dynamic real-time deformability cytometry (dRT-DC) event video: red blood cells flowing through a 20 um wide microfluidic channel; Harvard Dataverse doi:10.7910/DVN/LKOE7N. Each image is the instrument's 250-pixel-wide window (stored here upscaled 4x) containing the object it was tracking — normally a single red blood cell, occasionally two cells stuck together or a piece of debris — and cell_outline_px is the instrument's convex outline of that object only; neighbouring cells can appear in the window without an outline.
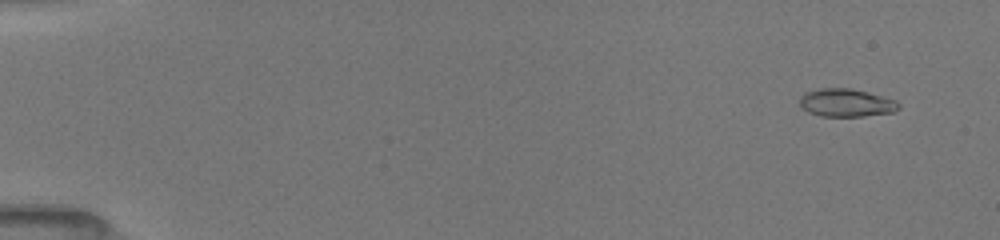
{"species": "common noctule bat (a hibernating species)", "species_latin": "Nyctalus noctula", "temperature_condition": "room temperature", "stored_images_in_passage": 33, "camera_frame_rate_fps": 3000, "um_per_image_px": 0.085, "animal": {"sex": "female", "body_mass_g": 19.5, "forearm_length_mm": 54.1}, "frame": {"image": 1, "passage_image": 6, "time_ms": 1.0, "image_size_px": [1000, 240], "cell_outline_px": [[900, 108], [892, 112], [864, 116], [820, 116], [808, 112], [800, 104], [800, 96], [804, 92], [820, 88], [848, 88], [896, 100], [900, 104]], "centroid_in_image_um": [71.9, 8.74], "position_along_channel_um": 13.1, "area_um2": 15.95}}
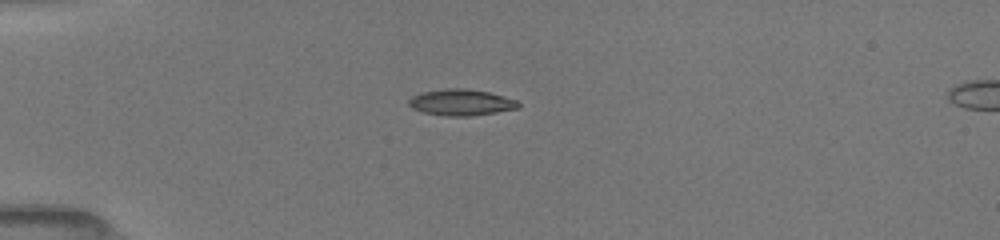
{"frame": {"image": 2, "passage_image": 26, "time_ms": 4.667, "image_size_px": [1000, 240], "cell_outline_px": [[520, 108], [472, 116], [448, 116], [424, 112], [412, 108], [408, 104], [408, 100], [412, 96], [424, 92], [444, 88], [464, 88], [488, 92], [504, 96], [516, 100], [520, 104]], "centroid_in_image_um": [39.21, 8.7], "position_along_channel_um": 45.8, "area_um2": 16.7}}